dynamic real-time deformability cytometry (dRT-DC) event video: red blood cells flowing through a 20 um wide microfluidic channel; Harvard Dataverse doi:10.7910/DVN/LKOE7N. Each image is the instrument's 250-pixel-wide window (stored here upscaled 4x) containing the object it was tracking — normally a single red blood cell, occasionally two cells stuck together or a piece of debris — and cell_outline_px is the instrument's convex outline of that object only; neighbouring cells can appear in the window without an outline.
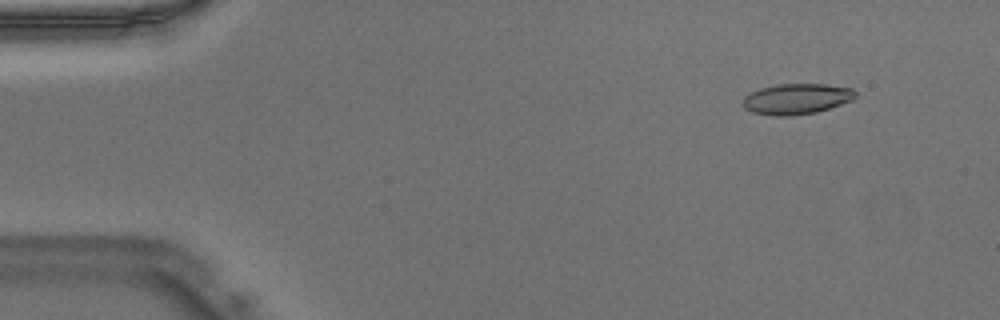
{"species": "Egyptian fruit bat (a non-hibernating species)", "species_latin": "Rousettus aegyptiacus", "temperature_condition": "warm", "stored_images_in_passage": 47, "camera_frame_rate_fps": 3000, "um_per_image_px": 0.085, "animal": {"sex": "male"}, "frame": {"image": 1, "passage_image": 5, "time_ms": 1.333, "image_size_px": [1000, 320], "cell_outline_px": [[856, 96], [852, 100], [816, 112], [792, 116], [776, 116], [752, 112], [744, 108], [744, 96], [760, 88], [776, 84], [824, 84], [852, 88], [856, 92]], "centroid_in_image_um": [67.7, 8.4], "position_along_channel_um": 17.3, "area_um2": 20.0}}
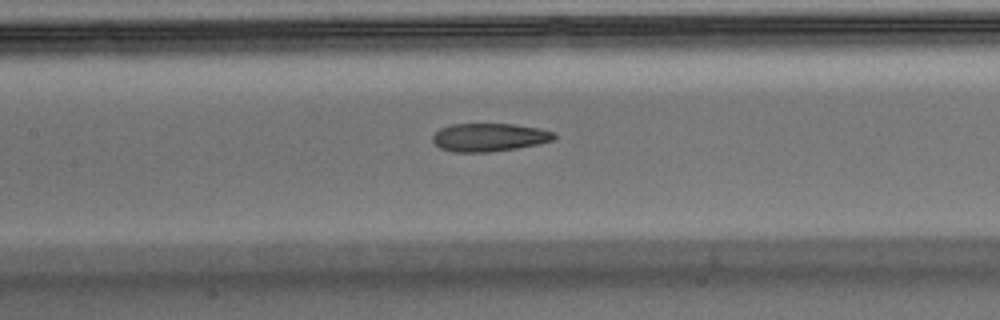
{"frame": {"image": 2, "passage_image": 22, "time_ms": 7.0, "image_size_px": [1000, 320], "cell_outline_px": [[556, 136], [552, 140], [540, 144], [516, 148], [488, 152], [452, 152], [440, 148], [432, 140], [432, 136], [440, 128], [452, 124], [516, 124], [540, 128], [556, 132]], "centroid_in_image_um": [41.6, 11.67], "position_along_channel_um": 165.8, "area_um2": 20.06}}
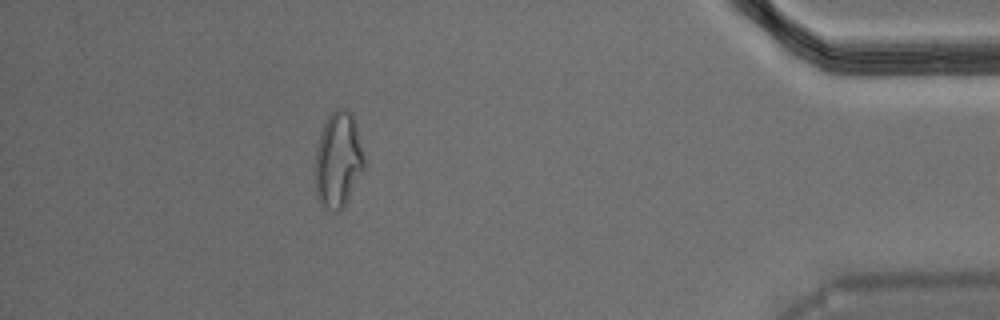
{"frame": {"image": 3, "passage_image": 42, "time_ms": 13.667, "image_size_px": [1000, 320], "cell_outline_px": [[364, 168], [344, 208], [340, 212], [332, 212], [320, 204], [316, 192], [316, 152], [320, 132], [328, 116], [336, 108], [348, 108], [352, 112], [356, 124], [364, 156]], "centroid_in_image_um": [28.75, 13.6], "position_along_channel_um": 406.4, "area_um2": 27.46}}